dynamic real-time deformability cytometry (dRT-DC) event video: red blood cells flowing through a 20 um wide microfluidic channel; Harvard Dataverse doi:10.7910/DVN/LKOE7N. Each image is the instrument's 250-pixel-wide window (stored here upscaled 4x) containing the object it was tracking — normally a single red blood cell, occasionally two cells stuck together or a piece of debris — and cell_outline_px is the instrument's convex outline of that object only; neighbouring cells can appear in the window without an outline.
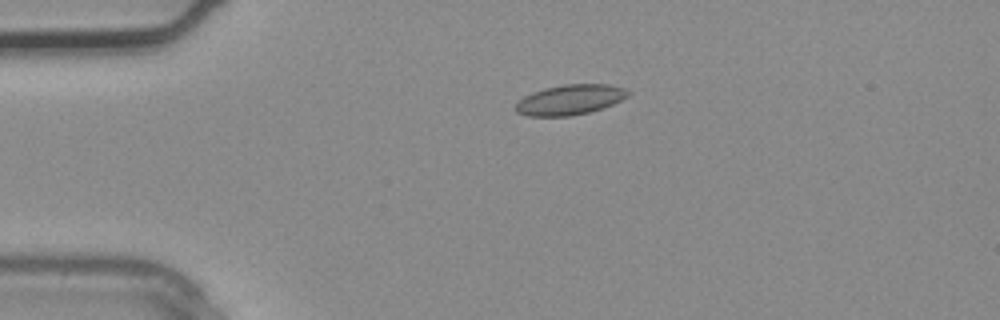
{"species": "common noctule bat (a hibernating species)", "species_latin": "Nyctalus noctula", "temperature_condition": "warm", "stored_images_in_passage": 4, "camera_frame_rate_fps": 3000, "um_per_image_px": 0.085, "animal": {"sex": "male", "body_mass_g": 20.4}, "frame": {"image": 1, "passage_image": 4, "time_ms": 1.0, "image_size_px": [1000, 320], "cell_outline_px": [[632, 92], [628, 96], [612, 104], [588, 112], [572, 116], [528, 116], [516, 112], [512, 108], [516, 100], [532, 92], [544, 88], [564, 84], [608, 84], [624, 88]], "centroid_in_image_um": [48.38, 8.47], "position_along_channel_um": 36.6, "area_um2": 19.94}}